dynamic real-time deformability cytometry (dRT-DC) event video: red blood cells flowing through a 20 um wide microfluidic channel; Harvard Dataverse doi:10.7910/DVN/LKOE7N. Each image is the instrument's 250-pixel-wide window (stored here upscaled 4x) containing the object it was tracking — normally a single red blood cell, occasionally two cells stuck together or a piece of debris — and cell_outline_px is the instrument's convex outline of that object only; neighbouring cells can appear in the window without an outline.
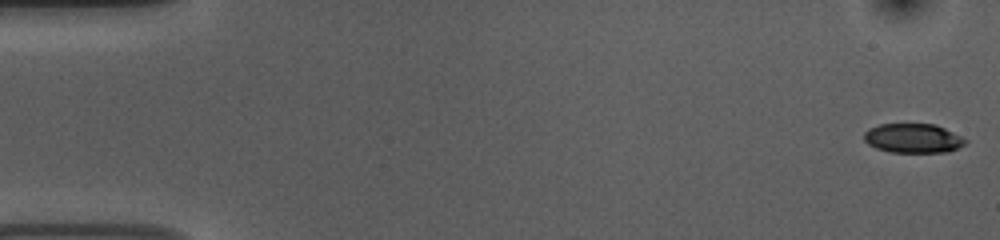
{"species": "common noctule bat (a hibernating species)", "species_latin": "Nyctalus noctula", "temperature_condition": "room temperature", "stored_images_in_passage": 54, "camera_frame_rate_fps": 3000, "um_per_image_px": 0.085, "animal": {"sex": "female", "body_mass_g": 10.0, "forearm_length_mm": 53.1}, "frame": {"image": 1, "passage_image": 1, "time_ms": 0.0, "image_size_px": [1000, 240], "cell_outline_px": [[968, 140], [964, 144], [948, 152], [888, 152], [876, 148], [868, 144], [864, 140], [864, 132], [868, 128], [880, 124], [936, 124]], "centroid_in_image_um": [77.57, 11.75], "position_along_channel_um": 7.4, "area_um2": 17.28}}
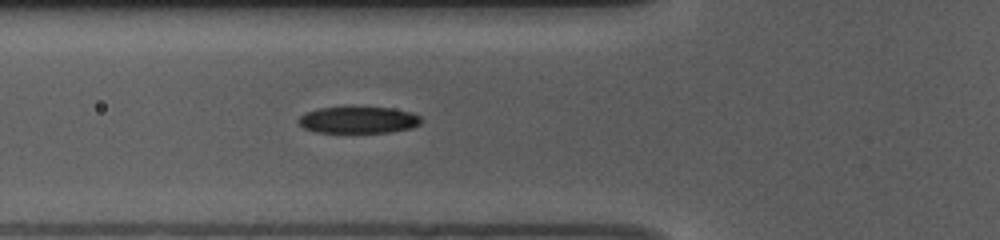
{"frame": {"image": 2, "passage_image": 19, "time_ms": 6.0, "image_size_px": [1000, 240], "cell_outline_px": [[420, 124], [412, 128], [392, 132], [316, 132], [304, 128], [296, 120], [304, 112], [320, 108], [392, 108], [412, 112], [420, 116]], "centroid_in_image_um": [30.46, 10.2], "position_along_channel_um": 95.3, "area_um2": 18.9}}
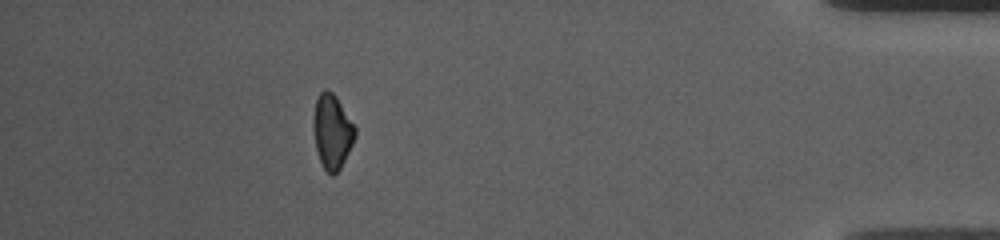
{"frame": {"image": 3, "passage_image": 48, "time_ms": 15.667, "image_size_px": [1000, 240], "cell_outline_px": [[356, 136], [340, 168], [332, 176], [324, 168], [320, 160], [316, 148], [312, 124], [312, 120], [316, 100], [320, 92], [324, 88], [332, 92], [336, 96], [356, 128]], "centroid_in_image_um": [28.22, 11.15], "position_along_channel_um": 407.0, "area_um2": 17.92}, "authors_computed_cell_mechanics": {"area_um2": 18.9584, "velocity_mm_per_s": 3.7432, "shape_relaxation_time_tau1_ms": 3.1354, "shape_relaxation_time_tau2_ms": null, "deformation_change_tau1": 0.1212, "deformation_change_tau2": null}}